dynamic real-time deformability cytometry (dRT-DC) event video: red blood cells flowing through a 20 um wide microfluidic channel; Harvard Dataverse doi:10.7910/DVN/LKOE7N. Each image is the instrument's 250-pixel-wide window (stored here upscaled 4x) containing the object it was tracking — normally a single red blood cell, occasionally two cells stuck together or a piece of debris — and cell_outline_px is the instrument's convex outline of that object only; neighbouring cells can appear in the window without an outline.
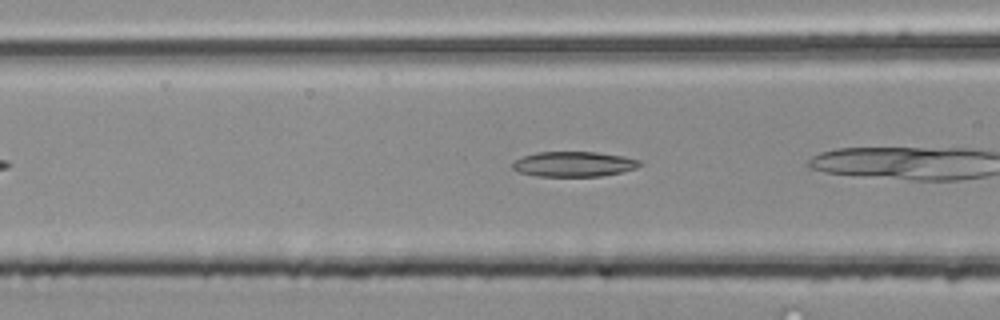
{"species": "common noctule bat (a hibernating species)", "species_latin": "Nyctalus noctula", "temperature_condition": "room temperature", "stored_images_in_passage": 25, "camera_frame_rate_fps": 3000, "um_per_image_px": 0.085, "animal": {"sex": "male", "body_mass_g": 20.4}, "frame": {"image": 1, "passage_image": 11, "time_ms": 3.333, "image_size_px": [1000, 320], "cell_outline_px": [[644, 164], [636, 168], [620, 172], [600, 176], [536, 176], [520, 172], [512, 168], [512, 164], [516, 160], [524, 156], [536, 152], [596, 152], [624, 156], [640, 160]], "centroid_in_image_um": [48.8, 13.94], "position_along_channel_um": 117.8, "area_um2": 18.55}}